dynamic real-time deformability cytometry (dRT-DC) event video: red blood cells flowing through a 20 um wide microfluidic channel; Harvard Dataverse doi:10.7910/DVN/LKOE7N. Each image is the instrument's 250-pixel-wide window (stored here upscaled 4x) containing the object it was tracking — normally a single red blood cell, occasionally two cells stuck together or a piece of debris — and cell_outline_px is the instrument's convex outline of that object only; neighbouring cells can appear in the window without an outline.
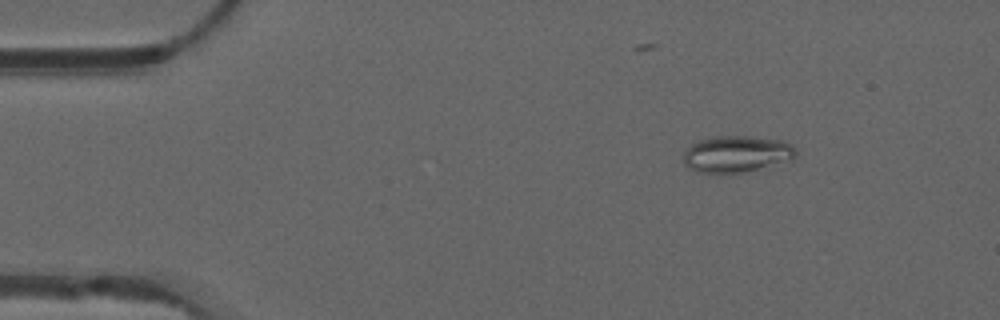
{"species": "common noctule bat (a hibernating species)", "species_latin": "Nyctalus noctula", "temperature_condition": "warm", "stored_images_in_passage": 43, "camera_frame_rate_fps": 3000, "um_per_image_px": 0.085, "animal": {"sex": "male", "forearm_length_mm": 52.5}, "frame": {"image": 1, "passage_image": 8, "time_ms": 2.333, "image_size_px": [1000, 320], "cell_outline_px": [[796, 156], [788, 160], [740, 172], [716, 176], [696, 172], [688, 168], [684, 164], [684, 152], [696, 140], [712, 136], [748, 136], [784, 140], [792, 144], [796, 148]], "centroid_in_image_um": [62.54, 13.1], "position_along_channel_um": 22.5, "area_um2": 24.33}}
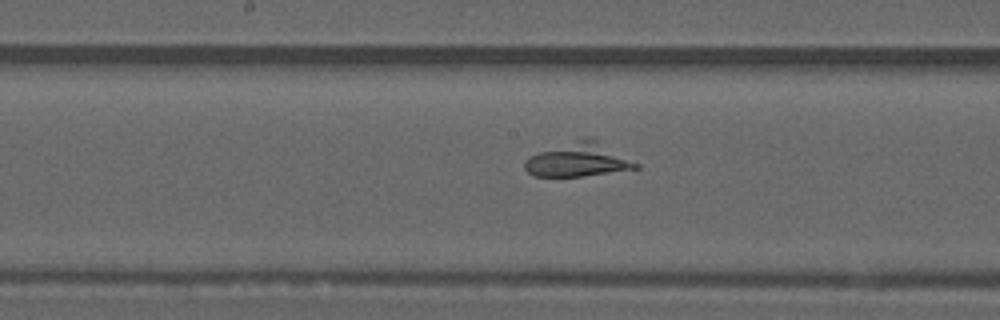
{"frame": {"image": 2, "passage_image": 28, "time_ms": 9.0, "image_size_px": [1000, 320], "cell_outline_px": [[640, 168], [636, 172], [584, 176], [532, 176], [524, 168], [524, 160], [540, 152], [584, 136], [588, 136], [596, 140], [640, 164]], "centroid_in_image_um": [49.28, 13.62], "position_along_channel_um": 198.9, "area_um2": 22.31}}
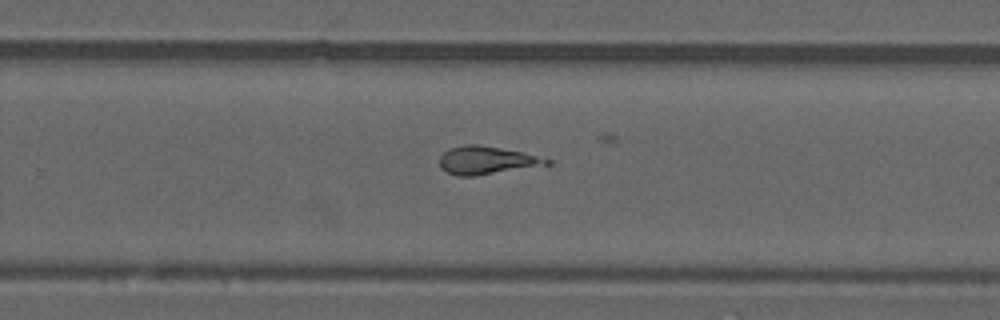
{"frame": {"image": 3, "passage_image": 35, "time_ms": 11.333, "image_size_px": [1000, 320], "cell_outline_px": [[552, 164], [548, 168], [472, 176], [456, 176], [440, 168], [440, 156], [448, 148], [464, 144], [480, 144], [520, 152], [552, 160]], "centroid_in_image_um": [41.49, 13.66], "position_along_channel_um": 288.3, "area_um2": 18.32}}